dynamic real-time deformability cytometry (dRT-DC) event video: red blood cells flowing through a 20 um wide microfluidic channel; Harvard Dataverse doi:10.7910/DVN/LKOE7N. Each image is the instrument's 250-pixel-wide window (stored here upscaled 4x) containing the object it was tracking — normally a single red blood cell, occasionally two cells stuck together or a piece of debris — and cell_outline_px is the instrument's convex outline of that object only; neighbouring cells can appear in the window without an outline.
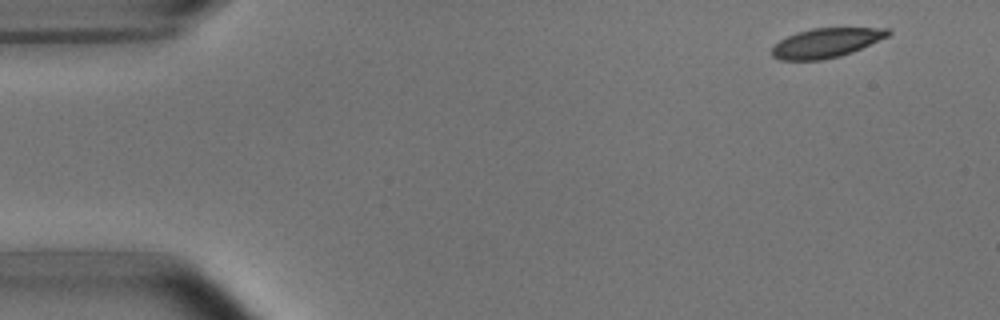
{"species": "common noctule bat (a hibernating species)", "species_latin": "Nyctalus noctula", "temperature_condition": "room temperature", "stored_images_in_passage": 4, "camera_frame_rate_fps": 3000, "um_per_image_px": 0.085, "animal": {"sex": "male", "body_mass_g": 15.6}, "frame": {"image": 1, "passage_image": 1, "time_ms": 0.0, "image_size_px": [1000, 320], "cell_outline_px": [[892, 32], [888, 36], [852, 52], [840, 56], [820, 60], [780, 60], [772, 56], [772, 48], [780, 40], [796, 32], [812, 28], [888, 28]], "centroid_in_image_um": [70.21, 3.64], "position_along_channel_um": 14.8, "area_um2": 19.77}}
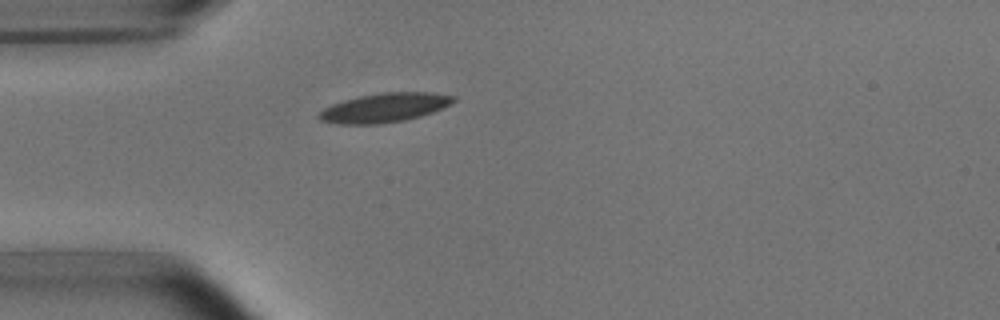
{"frame": {"image": 2, "passage_image": 4, "time_ms": 3.667, "image_size_px": [1000, 320], "cell_outline_px": [[456, 100], [452, 104], [432, 112], [420, 116], [404, 120], [380, 124], [340, 124], [320, 120], [316, 116], [324, 108], [332, 104], [344, 100], [360, 96], [384, 92], [432, 92], [456, 96]], "centroid_in_image_um": [32.7, 9.15], "position_along_channel_um": 52.3, "area_um2": 22.83}}